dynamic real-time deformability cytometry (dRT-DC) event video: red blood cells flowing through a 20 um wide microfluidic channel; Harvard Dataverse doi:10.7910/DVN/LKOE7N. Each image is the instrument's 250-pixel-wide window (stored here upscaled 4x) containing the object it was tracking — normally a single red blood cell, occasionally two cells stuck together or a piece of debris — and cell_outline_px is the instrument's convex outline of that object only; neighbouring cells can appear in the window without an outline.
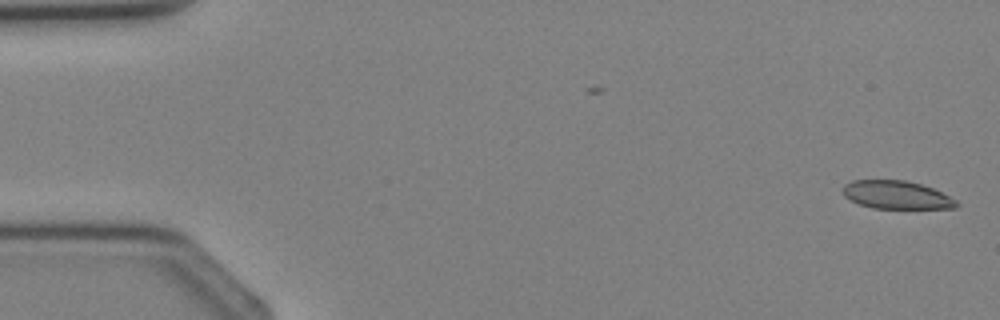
{"species": "Egyptian fruit bat (a non-hibernating species)", "species_latin": "Rousettus aegyptiacus", "temperature_condition": "cold", "stored_images_in_passage": 4, "camera_frame_rate_fps": 3000, "um_per_image_px": 0.085, "animal": {"sex": "female"}, "frame": {"image": 1, "passage_image": 1, "time_ms": 0.0, "image_size_px": [1000, 320], "cell_outline_px": [[960, 204], [956, 208], [872, 208], [860, 204], [844, 196], [844, 184], [852, 180], [904, 180], [920, 184], [932, 188], [956, 200]], "centroid_in_image_um": [76.21, 16.56], "position_along_channel_um": 8.8, "area_um2": 18.38}}